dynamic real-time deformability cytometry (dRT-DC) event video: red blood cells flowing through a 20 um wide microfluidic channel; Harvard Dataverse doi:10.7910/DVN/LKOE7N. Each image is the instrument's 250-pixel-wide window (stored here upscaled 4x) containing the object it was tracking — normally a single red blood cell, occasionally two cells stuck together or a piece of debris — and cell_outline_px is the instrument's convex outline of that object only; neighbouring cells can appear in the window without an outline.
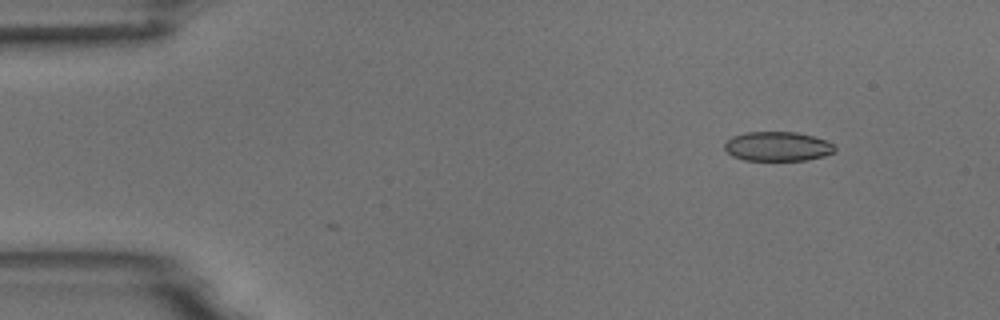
{"species": "common noctule bat (a hibernating species)", "species_latin": "Nyctalus noctula", "temperature_condition": "room temperature", "stored_images_in_passage": 4, "camera_frame_rate_fps": 3000, "um_per_image_px": 0.085, "animal": {"sex": "male", "body_mass_g": 18.8}, "frame": {"image": 1, "passage_image": 1, "time_ms": 0.0, "image_size_px": [1000, 320], "cell_outline_px": [[836, 152], [824, 156], [808, 160], [744, 160], [732, 156], [724, 148], [724, 144], [732, 136], [748, 132], [796, 132], [812, 136], [824, 140], [832, 144], [836, 148]], "centroid_in_image_um": [66.1, 12.45], "position_along_channel_um": 18.9, "area_um2": 18.84}}
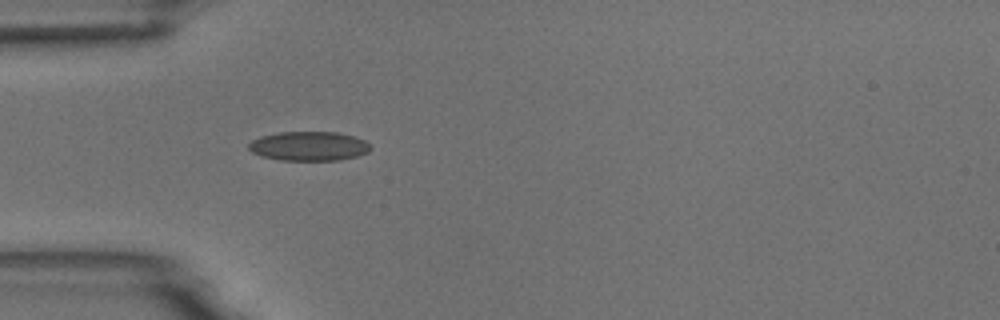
{"frame": {"image": 2, "passage_image": 4, "time_ms": 3.333, "image_size_px": [1000, 320], "cell_outline_px": [[372, 148], [368, 152], [356, 156], [340, 160], [280, 160], [260, 156], [252, 152], [248, 148], [248, 144], [252, 140], [260, 136], [280, 132], [336, 132], [352, 136], [364, 140]], "centroid_in_image_um": [26.22, 12.42], "position_along_channel_um": 58.8, "area_um2": 20.75}}